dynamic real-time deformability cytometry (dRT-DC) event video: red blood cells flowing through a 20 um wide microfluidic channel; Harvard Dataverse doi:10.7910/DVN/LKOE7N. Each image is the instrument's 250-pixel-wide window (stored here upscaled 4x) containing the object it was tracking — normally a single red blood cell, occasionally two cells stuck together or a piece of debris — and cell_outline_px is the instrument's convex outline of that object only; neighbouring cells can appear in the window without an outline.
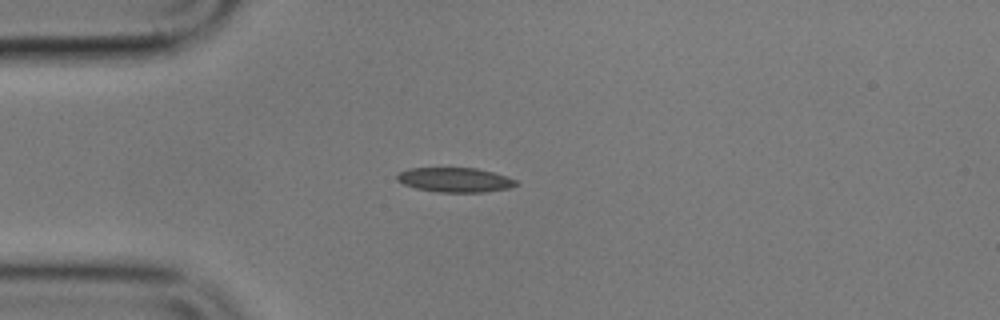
{"species": "common noctule bat (a hibernating species)", "species_latin": "Nyctalus noctula", "temperature_condition": "cold", "stored_images_in_passage": 2, "camera_frame_rate_fps": 3000, "um_per_image_px": 0.085, "animal": {"sex": "male", "body_mass_g": 17.9}, "frame": {"image": 1, "passage_image": 2, "time_ms": 1.333, "image_size_px": [1000, 320], "cell_outline_px": [[520, 184], [508, 188], [484, 192], [440, 192], [416, 188], [404, 184], [396, 180], [396, 172], [408, 168], [476, 168], [508, 176], [516, 180]], "centroid_in_image_um": [38.66, 15.28], "position_along_channel_um": 46.3, "area_um2": 17.11}}